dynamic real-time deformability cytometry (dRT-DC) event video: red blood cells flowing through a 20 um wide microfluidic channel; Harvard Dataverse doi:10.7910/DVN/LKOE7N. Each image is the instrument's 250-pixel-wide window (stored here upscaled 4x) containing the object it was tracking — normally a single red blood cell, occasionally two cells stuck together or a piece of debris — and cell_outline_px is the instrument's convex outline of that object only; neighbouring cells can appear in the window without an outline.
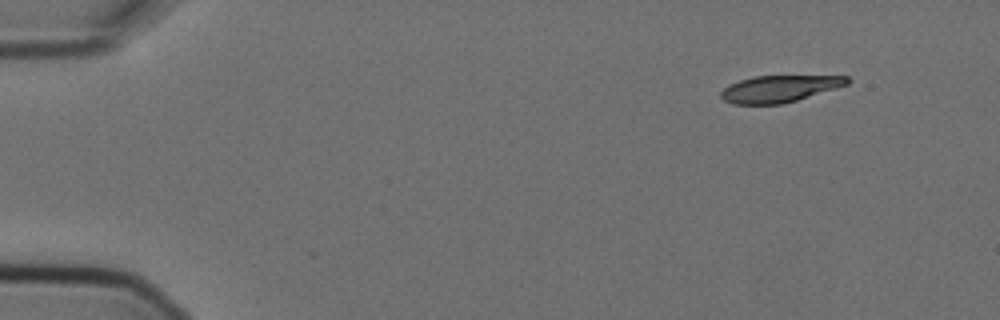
{"species": "Egyptian fruit bat (a non-hibernating species)", "species_latin": "Rousettus aegyptiacus", "temperature_condition": "cold", "stored_images_in_passage": 4, "camera_frame_rate_fps": 3000, "um_per_image_px": 0.085, "animal": {"sex": "female"}, "frame": {"image": 1, "passage_image": 1, "time_ms": 0.0, "image_size_px": [1000, 320], "cell_outline_px": [[852, 80], [848, 84], [836, 88], [784, 104], [732, 104], [724, 100], [720, 96], [720, 92], [728, 84], [752, 76], [848, 76]], "centroid_in_image_um": [66.23, 7.54], "position_along_channel_um": 18.8, "area_um2": 19.77}}
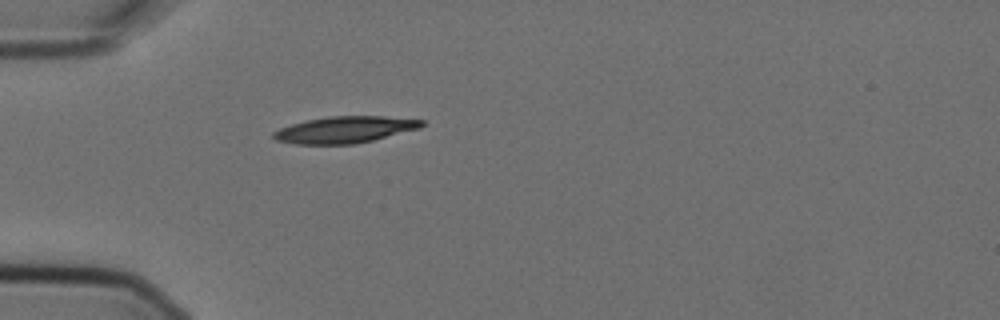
{"frame": {"image": 2, "passage_image": 4, "time_ms": 1.0, "image_size_px": [1000, 320], "cell_outline_px": [[424, 124], [420, 128], [372, 140], [352, 144], [296, 144], [276, 140], [272, 136], [272, 132], [280, 128], [292, 124], [308, 120], [328, 116], [384, 116], [424, 120]], "centroid_in_image_um": [29.3, 11.02], "position_along_channel_um": 55.7, "area_um2": 22.77}}